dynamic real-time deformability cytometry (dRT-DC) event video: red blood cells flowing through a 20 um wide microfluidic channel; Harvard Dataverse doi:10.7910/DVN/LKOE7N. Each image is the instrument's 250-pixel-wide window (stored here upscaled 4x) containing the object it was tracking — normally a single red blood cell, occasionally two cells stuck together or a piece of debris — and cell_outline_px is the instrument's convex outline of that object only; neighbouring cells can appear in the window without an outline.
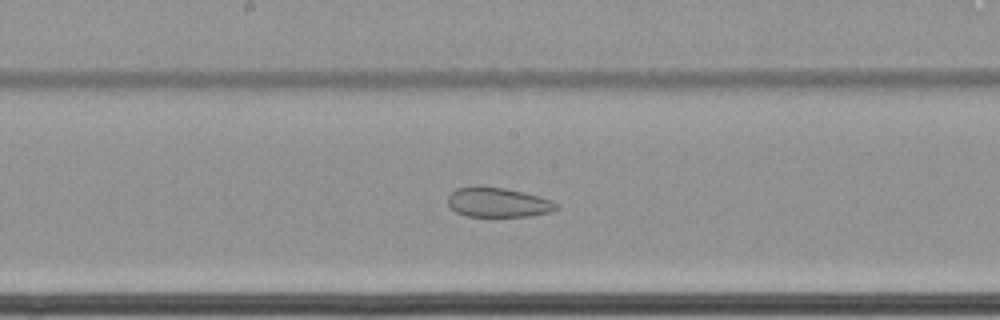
{"species": "common noctule bat (a hibernating species)", "species_latin": "Nyctalus noctula", "temperature_condition": "cold", "stored_images_in_passage": 66, "camera_frame_rate_fps": 3000, "um_per_image_px": 0.085, "animal": {"sex": "female", "body_mass_g": 22.7, "forearm_length_mm": 54.2}, "frame": {"image": 1, "passage_image": 38, "time_ms": 12.333, "image_size_px": [1000, 320], "cell_outline_px": [[560, 208], [552, 212], [528, 216], [464, 216], [456, 212], [448, 204], [448, 196], [456, 188], [480, 184], [504, 188], [524, 192], [540, 196], [552, 200], [560, 204]], "centroid_in_image_um": [42.35, 17.18], "position_along_channel_um": 205.8, "area_um2": 19.19}}
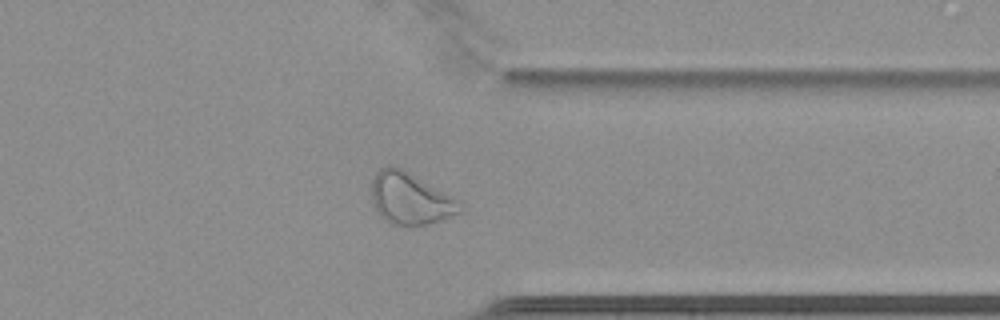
{"frame": {"image": 2, "passage_image": 53, "time_ms": 17.333, "image_size_px": [1000, 320], "cell_outline_px": [[464, 208], [460, 212], [444, 220], [416, 228], [400, 228], [392, 224], [380, 216], [376, 212], [372, 200], [372, 176], [380, 168], [388, 164], [392, 164], [464, 200]], "centroid_in_image_um": [34.93, 16.92], "position_along_channel_um": 376.5, "area_um2": 28.03}}
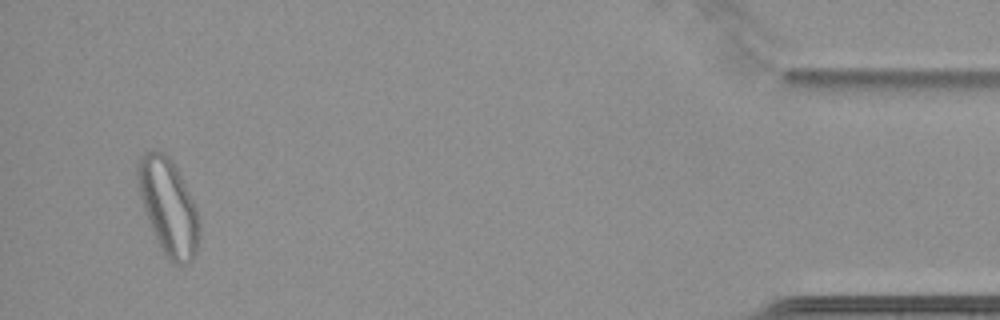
{"frame": {"image": 3, "passage_image": 63, "time_ms": 20.667, "image_size_px": [1000, 320], "cell_outline_px": [[200, 240], [196, 252], [192, 260], [188, 264], [172, 264], [164, 256], [160, 248], [144, 208], [140, 196], [136, 180], [136, 164], [140, 156], [144, 152], [152, 148], [164, 152], [172, 160], [200, 216]], "centroid_in_image_um": [14.31, 17.58], "position_along_channel_um": 420.9, "area_um2": 34.74}}